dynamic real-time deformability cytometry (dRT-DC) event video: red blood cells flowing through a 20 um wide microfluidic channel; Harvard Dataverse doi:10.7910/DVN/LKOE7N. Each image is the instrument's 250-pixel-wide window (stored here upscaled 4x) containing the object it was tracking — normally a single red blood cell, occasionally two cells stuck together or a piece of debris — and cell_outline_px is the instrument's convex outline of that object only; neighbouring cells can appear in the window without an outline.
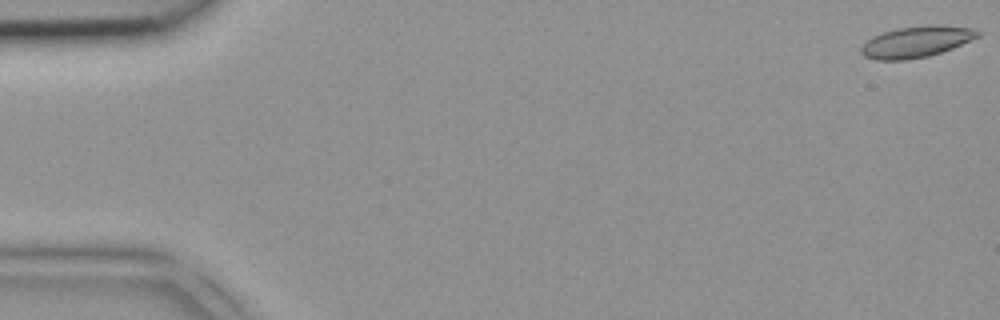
{"species": "common noctule bat (a hibernating species)", "species_latin": "Nyctalus noctula", "temperature_condition": "room temperature", "stored_images_in_passage": 4, "camera_frame_rate_fps": 3000, "um_per_image_px": 0.085, "animal": {"sex": "female", "body_mass_g": 18.4}, "frame": {"image": 1, "passage_image": 1, "time_ms": 0.0, "image_size_px": [1000, 320], "cell_outline_px": [[980, 36], [952, 48], [928, 56], [908, 60], [876, 60], [864, 56], [860, 52], [860, 48], [872, 36], [896, 28], [928, 24], [932, 24], [972, 28], [980, 32]], "centroid_in_image_um": [77.87, 3.55], "position_along_channel_um": 7.1, "area_um2": 21.21}}